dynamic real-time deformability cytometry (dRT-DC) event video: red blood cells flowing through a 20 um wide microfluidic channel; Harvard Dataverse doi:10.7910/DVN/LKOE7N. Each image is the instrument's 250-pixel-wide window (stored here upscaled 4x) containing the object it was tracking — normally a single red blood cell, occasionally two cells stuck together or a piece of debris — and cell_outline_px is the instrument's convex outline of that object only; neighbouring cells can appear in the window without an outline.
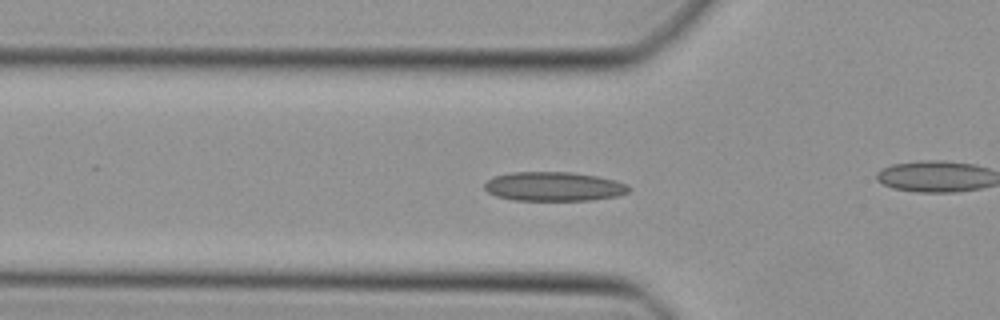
{"species": "Egyptian fruit bat (a non-hibernating species)", "species_latin": "Rousettus aegyptiacus", "temperature_condition": "cold", "stored_images_in_passage": 27, "camera_frame_rate_fps": 3000, "um_per_image_px": 0.085, "animal": {"sex": "female"}, "frame": {"image": 1, "passage_image": 5, "time_ms": 1.333, "image_size_px": [1000, 320], "cell_outline_px": [[632, 188], [628, 192], [616, 196], [592, 200], [512, 200], [496, 196], [488, 192], [484, 188], [484, 184], [488, 180], [496, 176], [512, 172], [572, 172], [596, 176], [616, 180], [628, 184]], "centroid_in_image_um": [47.1, 15.85], "position_along_channel_um": 78.7, "area_um2": 24.57}}
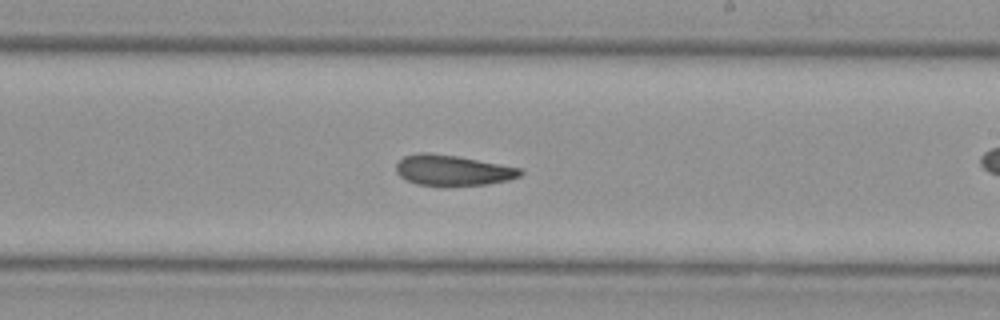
{"frame": {"image": 2, "passage_image": 17, "time_ms": 5.333, "image_size_px": [1000, 320], "cell_outline_px": [[524, 172], [520, 176], [508, 180], [488, 184], [416, 184], [404, 180], [396, 172], [396, 164], [404, 156], [420, 152], [428, 152], [456, 156], [520, 168]], "centroid_in_image_um": [38.44, 14.45], "position_along_channel_um": 250.6, "area_um2": 21.62}}
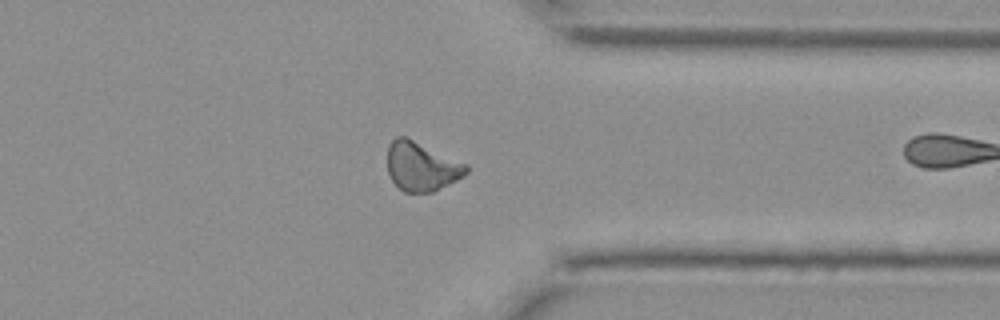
{"frame": {"image": 3, "passage_image": 26, "time_ms": 8.333, "image_size_px": [1000, 320], "cell_outline_px": [[468, 172], [464, 176], [432, 192], [404, 192], [392, 180], [388, 172], [388, 144], [396, 136], [404, 136], [468, 164]], "centroid_in_image_um": [35.83, 14.14], "position_along_channel_um": 375.6, "area_um2": 22.31}}